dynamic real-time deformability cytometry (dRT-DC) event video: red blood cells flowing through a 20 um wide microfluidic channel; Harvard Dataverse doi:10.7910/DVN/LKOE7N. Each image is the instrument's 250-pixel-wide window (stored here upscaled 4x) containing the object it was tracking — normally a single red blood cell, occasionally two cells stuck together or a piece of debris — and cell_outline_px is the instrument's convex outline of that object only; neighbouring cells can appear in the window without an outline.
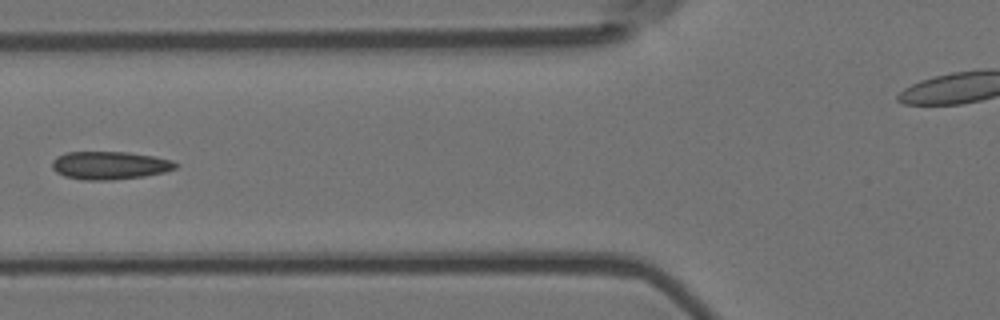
{"species": "Egyptian fruit bat (a non-hibernating species)", "species_latin": "Rousettus aegyptiacus", "temperature_condition": "room temperature", "stored_images_in_passage": 7, "camera_frame_rate_fps": 3000, "um_per_image_px": 0.085, "animal": {"sex": "female"}, "frame": {"image": 1, "passage_image": 6, "time_ms": 1.667, "image_size_px": [1000, 320], "cell_outline_px": [[180, 164], [176, 168], [164, 172], [144, 176], [112, 180], [84, 180], [64, 176], [56, 172], [52, 168], [52, 160], [56, 156], [64, 152], [128, 152], [156, 156], [172, 160]], "centroid_in_image_um": [9.33, 14.05], "position_along_channel_um": 116.5, "area_um2": 20.4}}
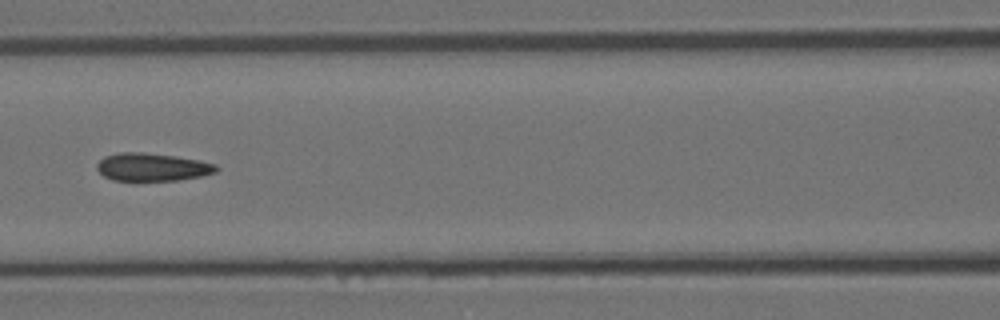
{"frame": {"image": 2, "passage_image": 7, "time_ms": 2.0, "image_size_px": [1000, 320], "cell_outline_px": [[220, 168], [216, 172], [200, 176], [180, 180], [112, 180], [104, 176], [96, 168], [96, 164], [104, 156], [120, 152], [144, 152], [176, 156], [200, 160], [216, 164]], "centroid_in_image_um": [12.95, 14.19], "position_along_channel_um": 153.7, "area_um2": 19.48}}